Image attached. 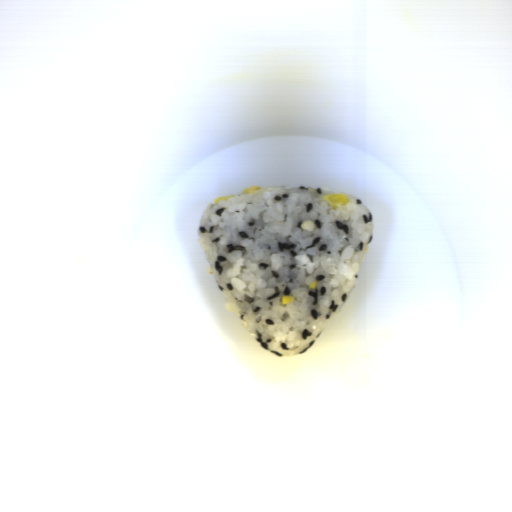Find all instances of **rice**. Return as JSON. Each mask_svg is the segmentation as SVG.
<instances>
[{
	"instance_id": "1",
	"label": "rice",
	"mask_w": 512,
	"mask_h": 512,
	"mask_svg": "<svg viewBox=\"0 0 512 512\" xmlns=\"http://www.w3.org/2000/svg\"><path fill=\"white\" fill-rule=\"evenodd\" d=\"M330 188L281 185L207 205L197 236L226 310L267 351L309 349L354 290L373 240L372 215L346 194L333 209ZM318 280L316 289L309 285ZM282 295L295 300L282 304Z\"/></svg>"
}]
</instances>
